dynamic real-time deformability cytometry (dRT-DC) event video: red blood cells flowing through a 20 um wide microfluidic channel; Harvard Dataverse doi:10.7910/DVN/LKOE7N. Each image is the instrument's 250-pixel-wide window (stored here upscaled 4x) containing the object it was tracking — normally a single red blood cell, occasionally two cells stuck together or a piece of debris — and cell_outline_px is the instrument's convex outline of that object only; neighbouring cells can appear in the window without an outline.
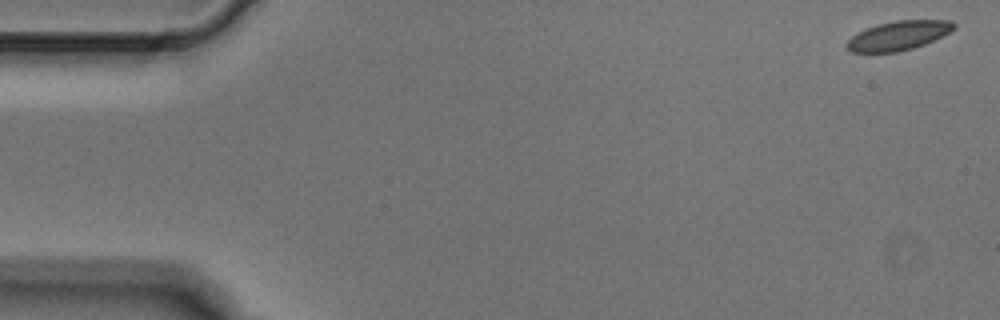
{"species": "Egyptian fruit bat (a non-hibernating species)", "species_latin": "Rousettus aegyptiacus", "temperature_condition": "cold", "stored_images_in_passage": 4, "camera_frame_rate_fps": 3000, "um_per_image_px": 0.085, "animal": {"sex": "male"}, "frame": {"image": 1, "passage_image": 1, "time_ms": 0.0, "image_size_px": [1000, 320], "cell_outline_px": [[956, 28], [924, 44], [900, 52], [852, 52], [844, 44], [852, 36], [876, 24], [896, 20], [952, 20], [956, 24]], "centroid_in_image_um": [76.37, 3.01], "position_along_channel_um": 8.6, "area_um2": 18.03}}